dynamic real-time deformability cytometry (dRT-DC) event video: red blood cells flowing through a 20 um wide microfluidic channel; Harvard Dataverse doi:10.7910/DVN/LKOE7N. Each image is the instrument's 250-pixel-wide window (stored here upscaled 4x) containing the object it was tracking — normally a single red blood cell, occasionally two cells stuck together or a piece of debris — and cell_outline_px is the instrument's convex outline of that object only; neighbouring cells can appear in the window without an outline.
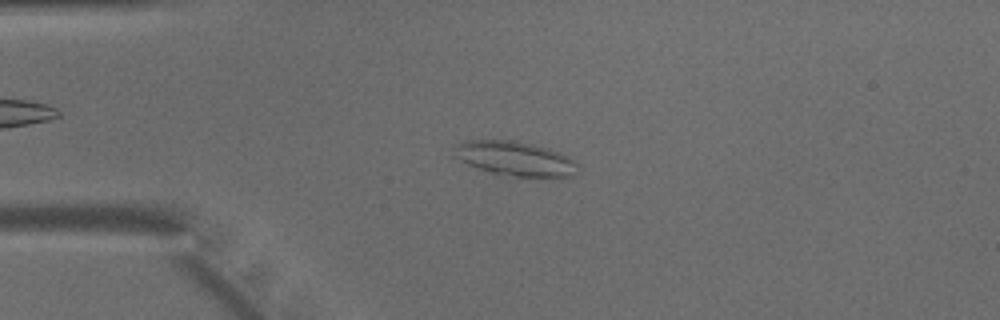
{"species": "common noctule bat (a hibernating species)", "species_latin": "Nyctalus noctula", "temperature_condition": "warm", "stored_images_in_passage": 45, "camera_frame_rate_fps": 3000, "um_per_image_px": 0.085, "animal": {"sex": "male", "body_mass_g": 15.6}, "frame": {"image": 1, "passage_image": 9, "time_ms": 2.667, "image_size_px": [1000, 320], "cell_outline_px": [[576, 172], [572, 176], [560, 180], [496, 176], [468, 164], [452, 156], [452, 148], [456, 144], [464, 140], [516, 140], [548, 148], [568, 156], [576, 164]], "centroid_in_image_um": [43.77, 13.54], "position_along_channel_um": 41.2, "area_um2": 26.13}}
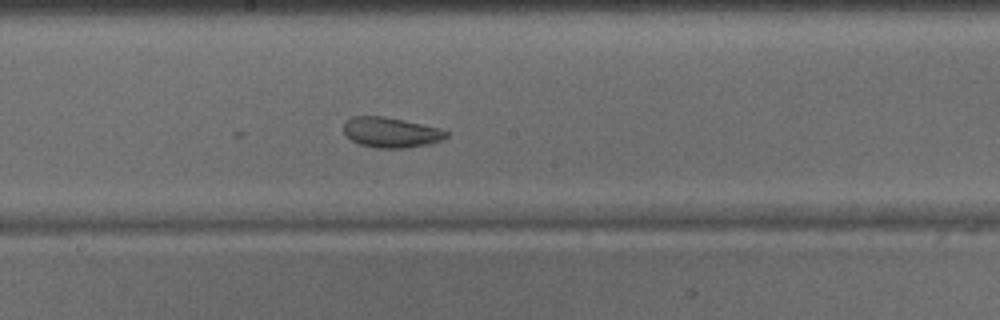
{"frame": {"image": 2, "passage_image": 23, "time_ms": 7.333, "image_size_px": [1000, 320], "cell_outline_px": [[448, 136], [432, 144], [404, 148], [376, 148], [360, 144], [352, 140], [344, 132], [344, 120], [352, 116], [384, 116], [404, 120], [440, 128], [448, 132]], "centroid_in_image_um": [33.23, 11.25], "position_along_channel_um": 215.0, "area_um2": 18.15}}
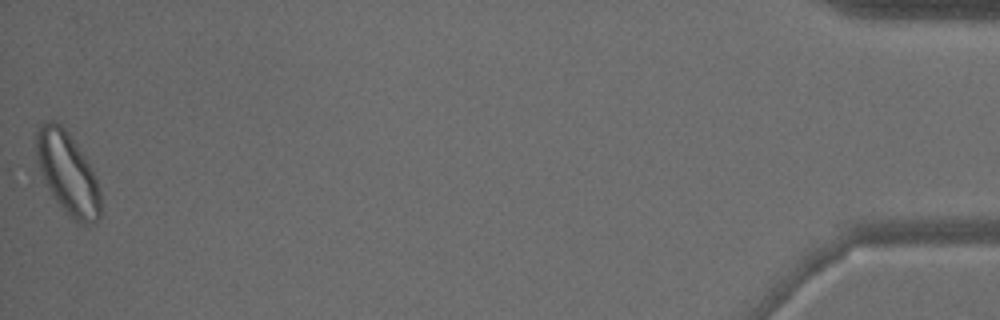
{"frame": {"image": 3, "passage_image": 45, "time_ms": 14.667, "image_size_px": [1000, 320], "cell_outline_px": [[100, 216], [96, 220], [80, 224], [72, 220], [68, 216], [52, 196], [36, 160], [36, 132], [48, 120], [52, 120], [60, 124], [68, 132], [96, 176], [100, 192]], "centroid_in_image_um": [5.74, 14.74], "position_along_channel_um": 429.5, "area_um2": 30.17}}